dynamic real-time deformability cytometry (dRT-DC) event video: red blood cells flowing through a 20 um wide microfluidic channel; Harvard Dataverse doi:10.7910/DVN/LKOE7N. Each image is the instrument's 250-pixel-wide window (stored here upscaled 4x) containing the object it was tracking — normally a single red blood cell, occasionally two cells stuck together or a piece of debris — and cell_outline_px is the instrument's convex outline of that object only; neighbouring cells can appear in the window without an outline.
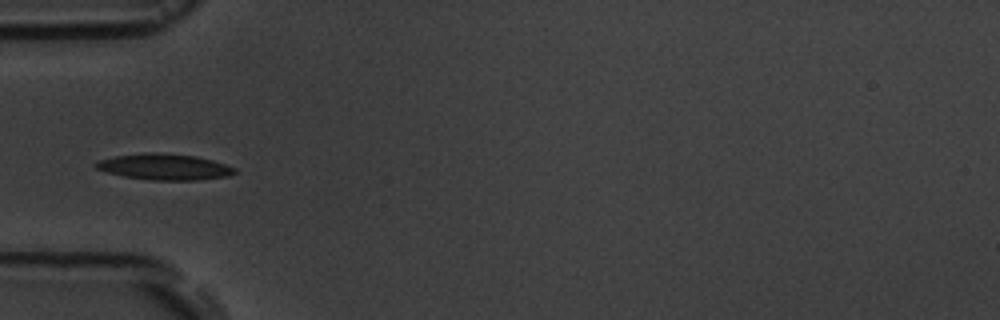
{"species": "common noctule bat (a hibernating species)", "species_latin": "Nyctalus noctula", "temperature_condition": "room temperature", "stored_images_in_passage": 2, "camera_frame_rate_fps": 3000, "um_per_image_px": 0.085, "animal": {"sex": "male", "body_mass_g": 19.5, "forearm_length_mm": 54.6}, "frame": {"image": 1, "passage_image": 1, "time_ms": 0.0, "image_size_px": [1000, 320], "cell_outline_px": [[236, 172], [228, 176], [196, 180], [148, 180], [124, 176], [108, 172], [96, 168], [92, 164], [100, 160], [116, 156], [144, 152], [156, 152], [196, 156], [212, 160], [236, 168]], "centroid_in_image_um": [13.97, 14.18], "position_along_channel_um": 71.0, "area_um2": 20.98}}
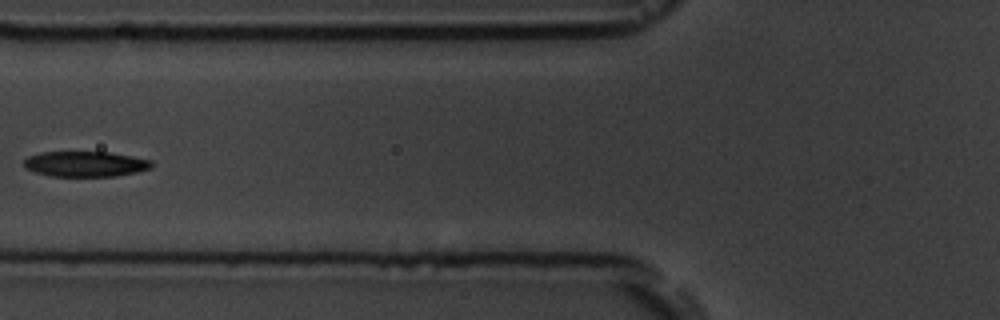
{"frame": {"image": 2, "passage_image": 2, "time_ms": 1.333, "image_size_px": [1000, 320], "cell_outline_px": [[152, 168], [136, 172], [116, 176], [52, 176], [36, 172], [28, 168], [24, 164], [24, 160], [28, 156], [40, 152], [108, 152], [132, 156], [152, 160]], "centroid_in_image_um": [7.29, 13.93], "position_along_channel_um": 118.5, "area_um2": 18.79}}